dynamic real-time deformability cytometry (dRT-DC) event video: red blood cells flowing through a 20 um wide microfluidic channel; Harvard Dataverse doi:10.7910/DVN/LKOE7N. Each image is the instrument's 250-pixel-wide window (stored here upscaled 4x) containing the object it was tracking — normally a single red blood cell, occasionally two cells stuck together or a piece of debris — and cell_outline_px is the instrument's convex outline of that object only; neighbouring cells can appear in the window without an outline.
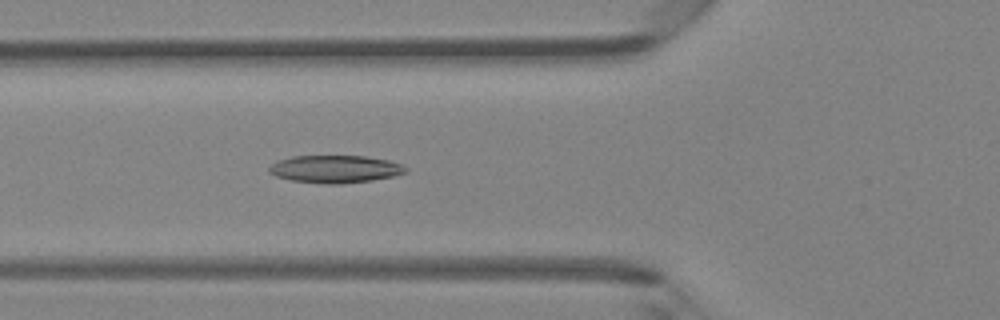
{"species": "Egyptian fruit bat (a non-hibernating species)", "species_latin": "Rousettus aegyptiacus", "temperature_condition": "room temperature", "stored_images_in_passage": 24, "camera_frame_rate_fps": 3000, "um_per_image_px": 0.085, "animal": {"sex": "female"}, "frame": {"image": 1, "passage_image": 5, "time_ms": 1.333, "image_size_px": [1000, 320], "cell_outline_px": [[408, 172], [392, 176], [372, 180], [340, 184], [324, 184], [292, 180], [276, 176], [268, 172], [268, 168], [272, 164], [280, 160], [292, 156], [364, 156], [388, 160], [400, 164], [408, 168]], "centroid_in_image_um": [28.49, 14.37], "position_along_channel_um": 97.3, "area_um2": 21.85}}
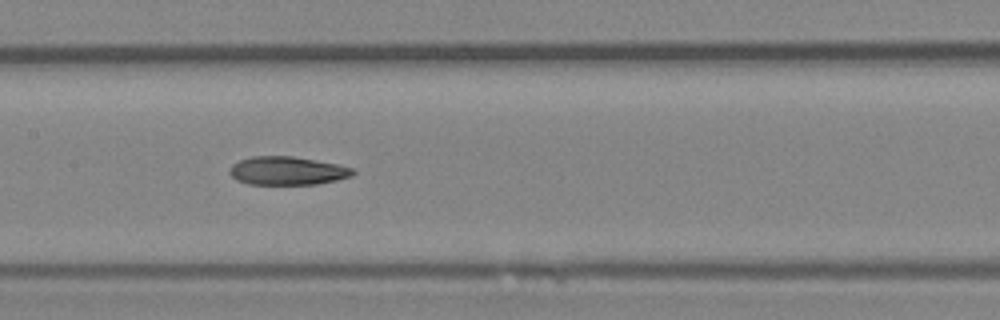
{"frame": {"image": 2, "passage_image": 11, "time_ms": 3.333, "image_size_px": [1000, 320], "cell_outline_px": [[356, 172], [352, 176], [336, 180], [316, 184], [248, 184], [236, 180], [228, 172], [232, 164], [240, 160], [252, 156], [292, 156], [336, 164], [352, 168]], "centroid_in_image_um": [24.39, 14.52], "position_along_channel_um": 183.0, "area_um2": 20.29}}
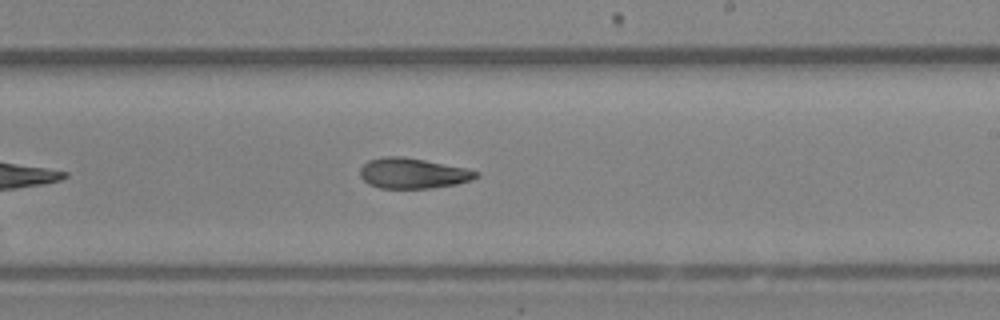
{"frame": {"image": 3, "passage_image": 16, "time_ms": 5.0, "image_size_px": [1000, 320], "cell_outline_px": [[480, 176], [472, 180], [456, 184], [432, 188], [380, 188], [368, 184], [360, 176], [360, 168], [368, 160], [384, 156], [400, 156], [424, 160], [468, 168], [480, 172]], "centroid_in_image_um": [35.12, 14.73], "position_along_channel_um": 253.9, "area_um2": 20.69}, "authors_computed_cell_mechanics": {"area_um2": 21.3282, "velocity_mm_per_s": 4.2822, "shape_relaxation_time_tau1_ms": 2.9324, "shape_relaxation_time_tau2_ms": 9.13, "deformation_change_tau1": 0.1078, "deformation_change_tau2": 0.2406}}